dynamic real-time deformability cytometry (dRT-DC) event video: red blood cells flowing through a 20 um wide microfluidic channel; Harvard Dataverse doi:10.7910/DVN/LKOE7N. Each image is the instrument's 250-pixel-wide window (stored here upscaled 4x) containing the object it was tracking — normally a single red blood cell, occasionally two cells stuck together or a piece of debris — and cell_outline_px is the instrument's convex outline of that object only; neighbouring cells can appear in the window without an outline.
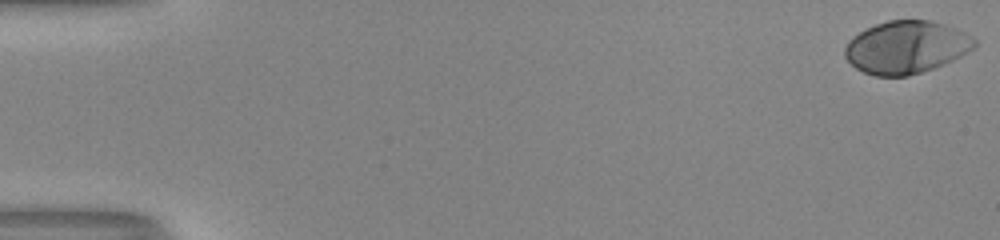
{"species": "human", "species_latin": "Homo sapiens", "temperature_condition": "room temperature", "stored_images_in_passage": 47, "camera_frame_rate_fps": 3000, "um_per_image_px": 0.085, "donor": {"sex": "male"}, "frame": {"image": 1, "passage_image": 1, "time_ms": 0.0, "image_size_px": [1000, 240], "cell_outline_px": [[976, 48], [944, 64], [908, 76], [876, 76], [864, 72], [856, 68], [844, 56], [844, 48], [848, 40], [852, 36], [876, 24], [888, 20], [932, 20], [956, 28], [972, 36], [976, 40]], "centroid_in_image_um": [77.03, 4.01], "position_along_channel_um": 8.0, "area_um2": 39.77}}
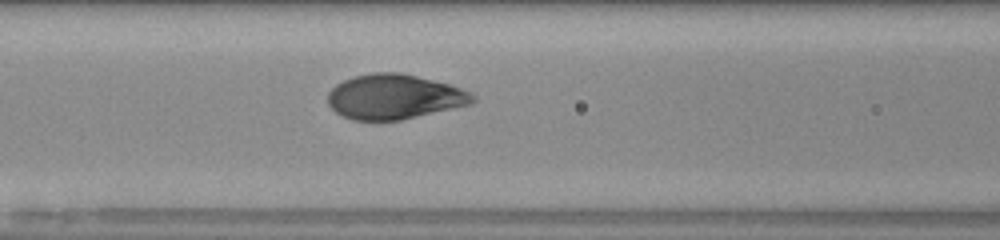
{"frame": {"image": 2, "passage_image": 24, "time_ms": 7.667, "image_size_px": [1000, 240], "cell_outline_px": [[476, 100], [472, 104], [400, 120], [352, 120], [336, 112], [328, 104], [328, 92], [336, 84], [344, 80], [356, 76], [372, 72], [400, 72], [448, 84], [460, 88], [476, 96]], "centroid_in_image_um": [33.51, 8.22], "position_along_channel_um": 133.1, "area_um2": 37.63}}
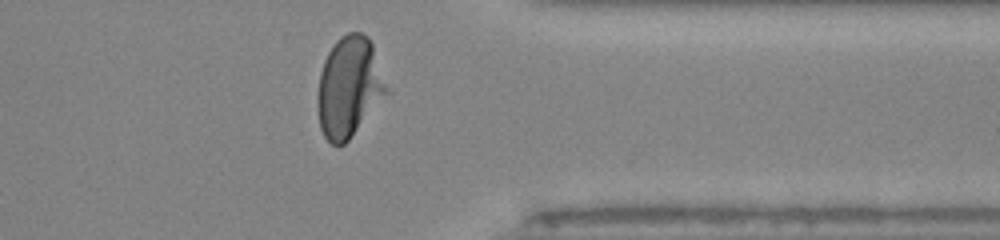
{"frame": {"image": 3, "passage_image": 43, "time_ms": 14.0, "image_size_px": [1000, 240], "cell_outline_px": [[388, 92], [348, 140], [344, 144], [332, 144], [324, 136], [320, 128], [316, 104], [316, 96], [320, 72], [324, 60], [328, 52], [336, 40], [340, 36], [348, 32], [360, 32], [368, 36], [372, 44], [388, 88]], "centroid_in_image_um": [29.63, 7.38], "position_along_channel_um": 381.8, "area_um2": 40.17}, "authors_computed_cell_mechanics": {"area_um2": 38.9572, "velocity_mm_per_s": 4.0415, "shape_relaxation_time_tau1_ms": 3.0135, "shape_relaxation_time_tau2_ms": null, "deformation_change_tau1": 0.1904, "deformation_change_tau2": null}}